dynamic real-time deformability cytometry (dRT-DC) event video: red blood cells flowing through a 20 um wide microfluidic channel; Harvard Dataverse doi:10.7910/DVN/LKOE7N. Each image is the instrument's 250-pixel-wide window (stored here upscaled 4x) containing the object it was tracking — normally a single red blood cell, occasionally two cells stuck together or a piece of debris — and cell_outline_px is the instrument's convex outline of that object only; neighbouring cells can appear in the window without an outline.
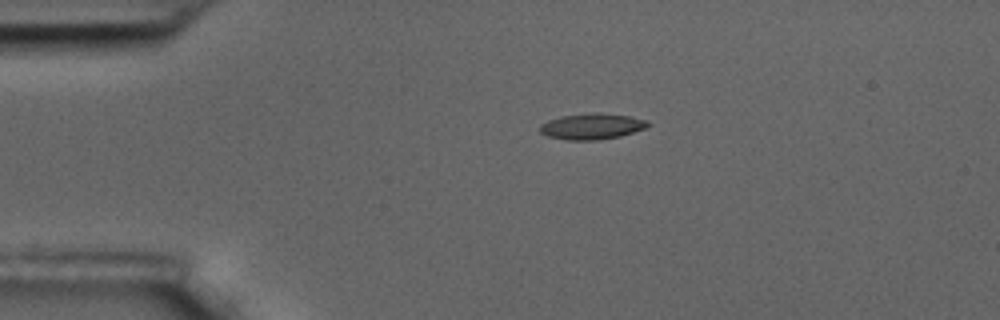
{"species": "common noctule bat (a hibernating species)", "species_latin": "Nyctalus noctula", "temperature_condition": "room temperature", "stored_images_in_passage": 3, "camera_frame_rate_fps": 3000, "um_per_image_px": 0.085, "animal": {"sex": "male", "body_mass_g": 17.5, "forearm_length_mm": 52.3}, "frame": {"image": 1, "passage_image": 1, "time_ms": 0.0, "image_size_px": [1000, 320], "cell_outline_px": [[648, 124], [644, 128], [620, 136], [600, 140], [568, 140], [548, 136], [540, 132], [540, 124], [548, 120], [560, 116], [592, 112], [596, 112], [628, 116], [648, 120]], "centroid_in_image_um": [50.27, 10.73], "position_along_channel_um": 34.7, "area_um2": 16.24}}
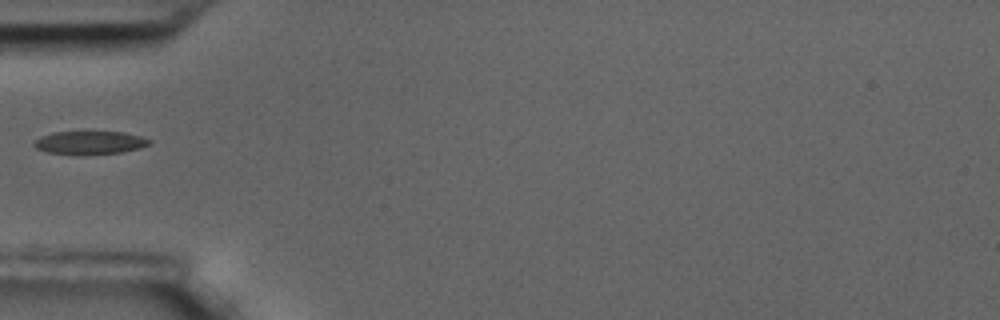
{"frame": {"image": 2, "passage_image": 3, "time_ms": 0.667, "image_size_px": [1000, 320], "cell_outline_px": [[152, 140], [148, 144], [136, 148], [120, 152], [76, 156], [48, 152], [36, 148], [32, 144], [40, 136], [52, 132], [88, 128], [124, 132], [140, 136]], "centroid_in_image_um": [7.55, 12.07], "position_along_channel_um": 77.4, "area_um2": 16.65}}